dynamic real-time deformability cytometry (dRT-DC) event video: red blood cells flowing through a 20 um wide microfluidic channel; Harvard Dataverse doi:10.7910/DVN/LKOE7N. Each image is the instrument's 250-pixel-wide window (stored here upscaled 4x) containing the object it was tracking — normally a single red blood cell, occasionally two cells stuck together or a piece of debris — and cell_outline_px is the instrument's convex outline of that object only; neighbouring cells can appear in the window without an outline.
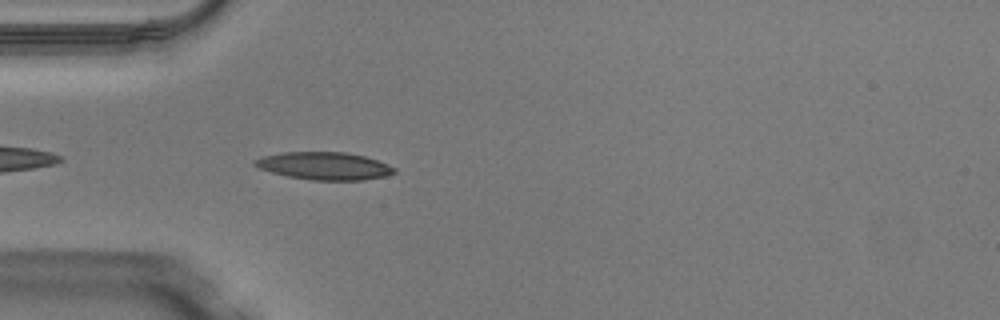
{"species": "Egyptian fruit bat (a non-hibernating species)", "species_latin": "Rousettus aegyptiacus", "temperature_condition": "warm", "stored_images_in_passage": 37, "camera_frame_rate_fps": 3000, "um_per_image_px": 0.085, "animal": {"sex": "male"}, "frame": {"image": 1, "passage_image": 3, "time_ms": 0.667, "image_size_px": [1000, 320], "cell_outline_px": [[396, 172], [384, 176], [364, 180], [312, 180], [288, 176], [272, 172], [260, 168], [252, 164], [252, 160], [264, 156], [280, 152], [344, 152], [364, 156], [376, 160], [396, 168]], "centroid_in_image_um": [27.54, 14.1], "position_along_channel_um": 57.5, "area_um2": 22.31}}
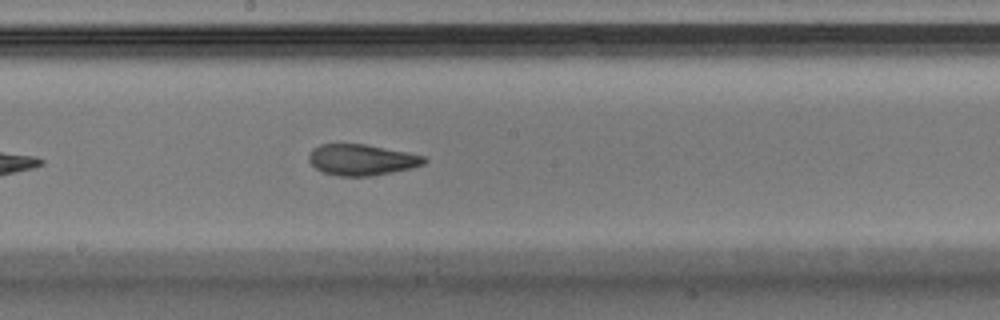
{"frame": {"image": 2, "passage_image": 15, "time_ms": 4.667, "image_size_px": [1000, 320], "cell_outline_px": [[428, 160], [424, 164], [408, 168], [372, 176], [336, 176], [324, 172], [316, 168], [308, 160], [308, 156], [312, 148], [320, 144], [364, 144], [424, 156]], "centroid_in_image_um": [30.69, 13.58], "position_along_channel_um": 217.5, "area_um2": 20.58}}
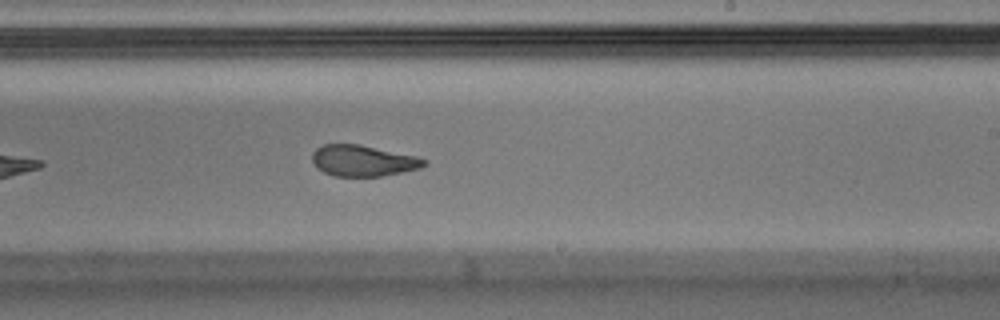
{"frame": {"image": 3, "passage_image": 18, "time_ms": 5.667, "image_size_px": [1000, 320], "cell_outline_px": [[428, 164], [420, 168], [384, 176], [332, 176], [316, 168], [312, 160], [312, 152], [316, 148], [324, 144], [360, 144], [416, 156], [428, 160]], "centroid_in_image_um": [30.86, 13.66], "position_along_channel_um": 258.1, "area_um2": 20.46}, "authors_computed_cell_mechanics": {"area_um2": 21.8484, "velocity_mm_per_s": 4.0868, "shape_relaxation_time_tau1_ms": null, "shape_relaxation_time_tau2_ms": 1.6794, "deformation_change_tau1": null, "deformation_change_tau2": 0.0896}}